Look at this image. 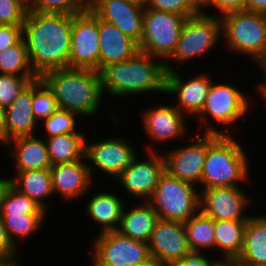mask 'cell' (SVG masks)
I'll return each mask as SVG.
<instances>
[{"label": "cell", "mask_w": 266, "mask_h": 266, "mask_svg": "<svg viewBox=\"0 0 266 266\" xmlns=\"http://www.w3.org/2000/svg\"><path fill=\"white\" fill-rule=\"evenodd\" d=\"M73 15L28 11L23 38L31 69L38 78L69 67Z\"/></svg>", "instance_id": "cell-1"}, {"label": "cell", "mask_w": 266, "mask_h": 266, "mask_svg": "<svg viewBox=\"0 0 266 266\" xmlns=\"http://www.w3.org/2000/svg\"><path fill=\"white\" fill-rule=\"evenodd\" d=\"M156 59L138 51L130 59L105 66L100 71L103 93L108 92L110 97L155 91L165 93V63Z\"/></svg>", "instance_id": "cell-2"}, {"label": "cell", "mask_w": 266, "mask_h": 266, "mask_svg": "<svg viewBox=\"0 0 266 266\" xmlns=\"http://www.w3.org/2000/svg\"><path fill=\"white\" fill-rule=\"evenodd\" d=\"M41 79L53 92L61 109L92 117L101 107L104 93L101 74L97 70L61 68L47 72Z\"/></svg>", "instance_id": "cell-3"}, {"label": "cell", "mask_w": 266, "mask_h": 266, "mask_svg": "<svg viewBox=\"0 0 266 266\" xmlns=\"http://www.w3.org/2000/svg\"><path fill=\"white\" fill-rule=\"evenodd\" d=\"M233 135L207 132V149L201 178L202 189L241 187L249 178V162Z\"/></svg>", "instance_id": "cell-4"}, {"label": "cell", "mask_w": 266, "mask_h": 266, "mask_svg": "<svg viewBox=\"0 0 266 266\" xmlns=\"http://www.w3.org/2000/svg\"><path fill=\"white\" fill-rule=\"evenodd\" d=\"M194 187L165 171L147 202L159 219L185 223L200 211V192Z\"/></svg>", "instance_id": "cell-5"}, {"label": "cell", "mask_w": 266, "mask_h": 266, "mask_svg": "<svg viewBox=\"0 0 266 266\" xmlns=\"http://www.w3.org/2000/svg\"><path fill=\"white\" fill-rule=\"evenodd\" d=\"M220 18L226 47L256 63L266 48V14L242 10Z\"/></svg>", "instance_id": "cell-6"}, {"label": "cell", "mask_w": 266, "mask_h": 266, "mask_svg": "<svg viewBox=\"0 0 266 266\" xmlns=\"http://www.w3.org/2000/svg\"><path fill=\"white\" fill-rule=\"evenodd\" d=\"M186 20L181 15L145 7L139 51L167 62L176 49Z\"/></svg>", "instance_id": "cell-7"}, {"label": "cell", "mask_w": 266, "mask_h": 266, "mask_svg": "<svg viewBox=\"0 0 266 266\" xmlns=\"http://www.w3.org/2000/svg\"><path fill=\"white\" fill-rule=\"evenodd\" d=\"M221 35L220 17L205 12L189 17L182 27L176 49L168 60L181 66L187 60L202 57L217 46Z\"/></svg>", "instance_id": "cell-8"}, {"label": "cell", "mask_w": 266, "mask_h": 266, "mask_svg": "<svg viewBox=\"0 0 266 266\" xmlns=\"http://www.w3.org/2000/svg\"><path fill=\"white\" fill-rule=\"evenodd\" d=\"M93 246V266L154 265L148 243L118 231L98 234Z\"/></svg>", "instance_id": "cell-9"}, {"label": "cell", "mask_w": 266, "mask_h": 266, "mask_svg": "<svg viewBox=\"0 0 266 266\" xmlns=\"http://www.w3.org/2000/svg\"><path fill=\"white\" fill-rule=\"evenodd\" d=\"M99 18L88 10L73 15L69 68L99 72Z\"/></svg>", "instance_id": "cell-10"}, {"label": "cell", "mask_w": 266, "mask_h": 266, "mask_svg": "<svg viewBox=\"0 0 266 266\" xmlns=\"http://www.w3.org/2000/svg\"><path fill=\"white\" fill-rule=\"evenodd\" d=\"M233 85L226 83H212L206 97L205 104L197 116L201 122H208V118L219 124H224L228 133L230 125L244 117L250 108V100ZM248 100V101H247ZM246 113V114H245Z\"/></svg>", "instance_id": "cell-11"}, {"label": "cell", "mask_w": 266, "mask_h": 266, "mask_svg": "<svg viewBox=\"0 0 266 266\" xmlns=\"http://www.w3.org/2000/svg\"><path fill=\"white\" fill-rule=\"evenodd\" d=\"M207 127V129H206ZM204 137L190 136L189 140H196L195 143H188L187 146L167 151L163 156L165 162V171L173 177L197 185L201 184L203 166L207 149V132L218 135H226L225 131L206 126ZM215 128V129H214Z\"/></svg>", "instance_id": "cell-12"}, {"label": "cell", "mask_w": 266, "mask_h": 266, "mask_svg": "<svg viewBox=\"0 0 266 266\" xmlns=\"http://www.w3.org/2000/svg\"><path fill=\"white\" fill-rule=\"evenodd\" d=\"M155 266H173L192 253L182 222L158 219L148 242Z\"/></svg>", "instance_id": "cell-13"}, {"label": "cell", "mask_w": 266, "mask_h": 266, "mask_svg": "<svg viewBox=\"0 0 266 266\" xmlns=\"http://www.w3.org/2000/svg\"><path fill=\"white\" fill-rule=\"evenodd\" d=\"M99 19L115 25L137 43L142 38L143 0H91L90 9Z\"/></svg>", "instance_id": "cell-14"}, {"label": "cell", "mask_w": 266, "mask_h": 266, "mask_svg": "<svg viewBox=\"0 0 266 266\" xmlns=\"http://www.w3.org/2000/svg\"><path fill=\"white\" fill-rule=\"evenodd\" d=\"M129 142V143H128ZM137 156L130 141L125 138H106L85 143V159L90 160L93 166H88L93 176L96 166L105 174L118 178Z\"/></svg>", "instance_id": "cell-15"}, {"label": "cell", "mask_w": 266, "mask_h": 266, "mask_svg": "<svg viewBox=\"0 0 266 266\" xmlns=\"http://www.w3.org/2000/svg\"><path fill=\"white\" fill-rule=\"evenodd\" d=\"M147 147L148 160L142 161L141 159L138 161L136 156L117 178L129 195L131 194L135 198H143L144 201L151 198L161 175L165 172L163 155H159V151H153L151 146Z\"/></svg>", "instance_id": "cell-16"}, {"label": "cell", "mask_w": 266, "mask_h": 266, "mask_svg": "<svg viewBox=\"0 0 266 266\" xmlns=\"http://www.w3.org/2000/svg\"><path fill=\"white\" fill-rule=\"evenodd\" d=\"M165 93L177 95L176 107L184 115L198 116L205 104L206 97L213 81L207 74L184 80L169 61L165 62Z\"/></svg>", "instance_id": "cell-17"}, {"label": "cell", "mask_w": 266, "mask_h": 266, "mask_svg": "<svg viewBox=\"0 0 266 266\" xmlns=\"http://www.w3.org/2000/svg\"><path fill=\"white\" fill-rule=\"evenodd\" d=\"M247 195L240 187L202 189L200 211L214 220H249L250 216L244 214L251 203Z\"/></svg>", "instance_id": "cell-18"}, {"label": "cell", "mask_w": 266, "mask_h": 266, "mask_svg": "<svg viewBox=\"0 0 266 266\" xmlns=\"http://www.w3.org/2000/svg\"><path fill=\"white\" fill-rule=\"evenodd\" d=\"M185 117L176 106L160 104L144 110L142 123L151 140L164 143L180 136L186 138Z\"/></svg>", "instance_id": "cell-19"}, {"label": "cell", "mask_w": 266, "mask_h": 266, "mask_svg": "<svg viewBox=\"0 0 266 266\" xmlns=\"http://www.w3.org/2000/svg\"><path fill=\"white\" fill-rule=\"evenodd\" d=\"M85 160L56 164L50 167L54 194L58 195L59 193L66 200H75L89 192L92 176L88 166H92V163H86Z\"/></svg>", "instance_id": "cell-20"}, {"label": "cell", "mask_w": 266, "mask_h": 266, "mask_svg": "<svg viewBox=\"0 0 266 266\" xmlns=\"http://www.w3.org/2000/svg\"><path fill=\"white\" fill-rule=\"evenodd\" d=\"M99 72L107 65L132 58L138 43L115 25L99 19Z\"/></svg>", "instance_id": "cell-21"}, {"label": "cell", "mask_w": 266, "mask_h": 266, "mask_svg": "<svg viewBox=\"0 0 266 266\" xmlns=\"http://www.w3.org/2000/svg\"><path fill=\"white\" fill-rule=\"evenodd\" d=\"M33 81L25 87L6 112V144L15 138L35 135L38 123L32 110Z\"/></svg>", "instance_id": "cell-22"}, {"label": "cell", "mask_w": 266, "mask_h": 266, "mask_svg": "<svg viewBox=\"0 0 266 266\" xmlns=\"http://www.w3.org/2000/svg\"><path fill=\"white\" fill-rule=\"evenodd\" d=\"M14 145L10 153L16 159V171L50 169L52 166L45 140L35 135L10 140Z\"/></svg>", "instance_id": "cell-23"}, {"label": "cell", "mask_w": 266, "mask_h": 266, "mask_svg": "<svg viewBox=\"0 0 266 266\" xmlns=\"http://www.w3.org/2000/svg\"><path fill=\"white\" fill-rule=\"evenodd\" d=\"M125 207L127 206L123 208L117 231L123 236L148 243L159 219L158 214L147 201H143L142 204L140 202L129 210Z\"/></svg>", "instance_id": "cell-24"}, {"label": "cell", "mask_w": 266, "mask_h": 266, "mask_svg": "<svg viewBox=\"0 0 266 266\" xmlns=\"http://www.w3.org/2000/svg\"><path fill=\"white\" fill-rule=\"evenodd\" d=\"M86 206L91 220L100 225V233L118 230L125 203L117 194L105 190L98 192L91 196Z\"/></svg>", "instance_id": "cell-25"}, {"label": "cell", "mask_w": 266, "mask_h": 266, "mask_svg": "<svg viewBox=\"0 0 266 266\" xmlns=\"http://www.w3.org/2000/svg\"><path fill=\"white\" fill-rule=\"evenodd\" d=\"M236 261L239 266H266V215L250 216L243 249Z\"/></svg>", "instance_id": "cell-26"}, {"label": "cell", "mask_w": 266, "mask_h": 266, "mask_svg": "<svg viewBox=\"0 0 266 266\" xmlns=\"http://www.w3.org/2000/svg\"><path fill=\"white\" fill-rule=\"evenodd\" d=\"M17 172L15 178L8 179V183L20 193L30 197L46 211L48 204L44 201L54 193L50 169Z\"/></svg>", "instance_id": "cell-27"}, {"label": "cell", "mask_w": 266, "mask_h": 266, "mask_svg": "<svg viewBox=\"0 0 266 266\" xmlns=\"http://www.w3.org/2000/svg\"><path fill=\"white\" fill-rule=\"evenodd\" d=\"M248 220H214L215 248L223 260H236L243 249Z\"/></svg>", "instance_id": "cell-28"}, {"label": "cell", "mask_w": 266, "mask_h": 266, "mask_svg": "<svg viewBox=\"0 0 266 266\" xmlns=\"http://www.w3.org/2000/svg\"><path fill=\"white\" fill-rule=\"evenodd\" d=\"M45 140L52 166L85 158L86 138L83 133H65Z\"/></svg>", "instance_id": "cell-29"}, {"label": "cell", "mask_w": 266, "mask_h": 266, "mask_svg": "<svg viewBox=\"0 0 266 266\" xmlns=\"http://www.w3.org/2000/svg\"><path fill=\"white\" fill-rule=\"evenodd\" d=\"M183 224L192 252L215 248L214 219L199 211Z\"/></svg>", "instance_id": "cell-30"}, {"label": "cell", "mask_w": 266, "mask_h": 266, "mask_svg": "<svg viewBox=\"0 0 266 266\" xmlns=\"http://www.w3.org/2000/svg\"><path fill=\"white\" fill-rule=\"evenodd\" d=\"M0 74L36 76L29 63L24 38L0 52Z\"/></svg>", "instance_id": "cell-31"}, {"label": "cell", "mask_w": 266, "mask_h": 266, "mask_svg": "<svg viewBox=\"0 0 266 266\" xmlns=\"http://www.w3.org/2000/svg\"><path fill=\"white\" fill-rule=\"evenodd\" d=\"M0 213L1 215L45 214L46 211L30 197L7 183L0 197Z\"/></svg>", "instance_id": "cell-32"}, {"label": "cell", "mask_w": 266, "mask_h": 266, "mask_svg": "<svg viewBox=\"0 0 266 266\" xmlns=\"http://www.w3.org/2000/svg\"><path fill=\"white\" fill-rule=\"evenodd\" d=\"M45 214L1 215L12 243L18 247L16 238L26 239L43 225Z\"/></svg>", "instance_id": "cell-33"}, {"label": "cell", "mask_w": 266, "mask_h": 266, "mask_svg": "<svg viewBox=\"0 0 266 266\" xmlns=\"http://www.w3.org/2000/svg\"><path fill=\"white\" fill-rule=\"evenodd\" d=\"M91 9V0H34L28 11L39 13L79 14Z\"/></svg>", "instance_id": "cell-34"}, {"label": "cell", "mask_w": 266, "mask_h": 266, "mask_svg": "<svg viewBox=\"0 0 266 266\" xmlns=\"http://www.w3.org/2000/svg\"><path fill=\"white\" fill-rule=\"evenodd\" d=\"M58 108L53 92L42 79L37 78L33 80L32 110L37 122L39 123V120L42 121L48 118Z\"/></svg>", "instance_id": "cell-35"}, {"label": "cell", "mask_w": 266, "mask_h": 266, "mask_svg": "<svg viewBox=\"0 0 266 266\" xmlns=\"http://www.w3.org/2000/svg\"><path fill=\"white\" fill-rule=\"evenodd\" d=\"M78 114L58 108L48 118L42 120L45 126V138H50L65 133H81L76 131V119ZM76 118V119H75Z\"/></svg>", "instance_id": "cell-36"}, {"label": "cell", "mask_w": 266, "mask_h": 266, "mask_svg": "<svg viewBox=\"0 0 266 266\" xmlns=\"http://www.w3.org/2000/svg\"><path fill=\"white\" fill-rule=\"evenodd\" d=\"M37 76L0 74V106L6 108Z\"/></svg>", "instance_id": "cell-37"}, {"label": "cell", "mask_w": 266, "mask_h": 266, "mask_svg": "<svg viewBox=\"0 0 266 266\" xmlns=\"http://www.w3.org/2000/svg\"><path fill=\"white\" fill-rule=\"evenodd\" d=\"M148 9L174 13L189 18L200 12L190 3L189 0H143Z\"/></svg>", "instance_id": "cell-38"}, {"label": "cell", "mask_w": 266, "mask_h": 266, "mask_svg": "<svg viewBox=\"0 0 266 266\" xmlns=\"http://www.w3.org/2000/svg\"><path fill=\"white\" fill-rule=\"evenodd\" d=\"M28 6L21 0H0V25H23Z\"/></svg>", "instance_id": "cell-39"}, {"label": "cell", "mask_w": 266, "mask_h": 266, "mask_svg": "<svg viewBox=\"0 0 266 266\" xmlns=\"http://www.w3.org/2000/svg\"><path fill=\"white\" fill-rule=\"evenodd\" d=\"M23 38V25H0V52Z\"/></svg>", "instance_id": "cell-40"}, {"label": "cell", "mask_w": 266, "mask_h": 266, "mask_svg": "<svg viewBox=\"0 0 266 266\" xmlns=\"http://www.w3.org/2000/svg\"><path fill=\"white\" fill-rule=\"evenodd\" d=\"M19 250L10 240L0 213V256L15 257Z\"/></svg>", "instance_id": "cell-41"}, {"label": "cell", "mask_w": 266, "mask_h": 266, "mask_svg": "<svg viewBox=\"0 0 266 266\" xmlns=\"http://www.w3.org/2000/svg\"><path fill=\"white\" fill-rule=\"evenodd\" d=\"M213 6L221 11L220 17L235 11H242L245 9L246 0H211L209 7Z\"/></svg>", "instance_id": "cell-42"}, {"label": "cell", "mask_w": 266, "mask_h": 266, "mask_svg": "<svg viewBox=\"0 0 266 266\" xmlns=\"http://www.w3.org/2000/svg\"><path fill=\"white\" fill-rule=\"evenodd\" d=\"M203 253L204 252H192L173 266H215L220 261V259H218V261H212L211 259L209 260L207 256L205 257L203 255Z\"/></svg>", "instance_id": "cell-43"}, {"label": "cell", "mask_w": 266, "mask_h": 266, "mask_svg": "<svg viewBox=\"0 0 266 266\" xmlns=\"http://www.w3.org/2000/svg\"><path fill=\"white\" fill-rule=\"evenodd\" d=\"M244 10L266 14V0H246Z\"/></svg>", "instance_id": "cell-44"}, {"label": "cell", "mask_w": 266, "mask_h": 266, "mask_svg": "<svg viewBox=\"0 0 266 266\" xmlns=\"http://www.w3.org/2000/svg\"><path fill=\"white\" fill-rule=\"evenodd\" d=\"M0 143L6 146V112L2 106H0Z\"/></svg>", "instance_id": "cell-45"}, {"label": "cell", "mask_w": 266, "mask_h": 266, "mask_svg": "<svg viewBox=\"0 0 266 266\" xmlns=\"http://www.w3.org/2000/svg\"><path fill=\"white\" fill-rule=\"evenodd\" d=\"M190 3L199 11L205 12L204 8L208 9L211 0H189Z\"/></svg>", "instance_id": "cell-46"}, {"label": "cell", "mask_w": 266, "mask_h": 266, "mask_svg": "<svg viewBox=\"0 0 266 266\" xmlns=\"http://www.w3.org/2000/svg\"><path fill=\"white\" fill-rule=\"evenodd\" d=\"M16 258L18 257L0 256V266H19L20 264Z\"/></svg>", "instance_id": "cell-47"}, {"label": "cell", "mask_w": 266, "mask_h": 266, "mask_svg": "<svg viewBox=\"0 0 266 266\" xmlns=\"http://www.w3.org/2000/svg\"><path fill=\"white\" fill-rule=\"evenodd\" d=\"M256 66L261 68V71L264 72V76L266 75V48L261 58L255 63Z\"/></svg>", "instance_id": "cell-48"}, {"label": "cell", "mask_w": 266, "mask_h": 266, "mask_svg": "<svg viewBox=\"0 0 266 266\" xmlns=\"http://www.w3.org/2000/svg\"><path fill=\"white\" fill-rule=\"evenodd\" d=\"M221 260L215 266H239L236 260Z\"/></svg>", "instance_id": "cell-49"}, {"label": "cell", "mask_w": 266, "mask_h": 266, "mask_svg": "<svg viewBox=\"0 0 266 266\" xmlns=\"http://www.w3.org/2000/svg\"><path fill=\"white\" fill-rule=\"evenodd\" d=\"M265 80L263 81V83L262 84H260V82H259V87H257L258 88V90L260 91V92H258V93H260V95H266V75H265V78H264Z\"/></svg>", "instance_id": "cell-50"}, {"label": "cell", "mask_w": 266, "mask_h": 266, "mask_svg": "<svg viewBox=\"0 0 266 266\" xmlns=\"http://www.w3.org/2000/svg\"><path fill=\"white\" fill-rule=\"evenodd\" d=\"M7 183H8V179H4V178L0 179V197H1L3 189L7 185Z\"/></svg>", "instance_id": "cell-51"}, {"label": "cell", "mask_w": 266, "mask_h": 266, "mask_svg": "<svg viewBox=\"0 0 266 266\" xmlns=\"http://www.w3.org/2000/svg\"><path fill=\"white\" fill-rule=\"evenodd\" d=\"M21 1L28 7L34 2V0H21Z\"/></svg>", "instance_id": "cell-52"}, {"label": "cell", "mask_w": 266, "mask_h": 266, "mask_svg": "<svg viewBox=\"0 0 266 266\" xmlns=\"http://www.w3.org/2000/svg\"><path fill=\"white\" fill-rule=\"evenodd\" d=\"M128 266H155V265H128Z\"/></svg>", "instance_id": "cell-53"}]
</instances>
